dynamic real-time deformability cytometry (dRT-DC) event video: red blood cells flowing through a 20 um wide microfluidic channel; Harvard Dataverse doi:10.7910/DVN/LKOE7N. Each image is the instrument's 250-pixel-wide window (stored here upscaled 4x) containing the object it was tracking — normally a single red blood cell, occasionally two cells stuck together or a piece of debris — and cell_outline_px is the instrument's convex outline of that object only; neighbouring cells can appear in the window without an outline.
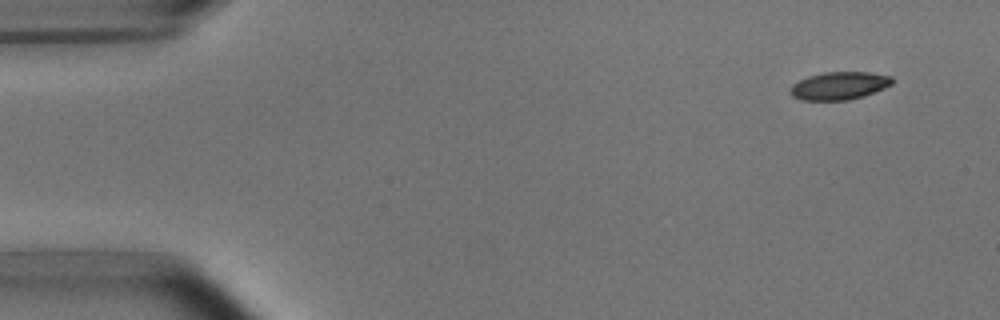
{"species": "common noctule bat (a hibernating species)", "species_latin": "Nyctalus noctula", "temperature_condition": "room temperature", "stored_images_in_passage": 5, "camera_frame_rate_fps": 3000, "um_per_image_px": 0.085, "animal": {"sex": "male", "body_mass_g": 15.6}, "frame": {"image": 1, "passage_image": 1, "time_ms": 0.0, "image_size_px": [1000, 320], "cell_outline_px": [[892, 84], [884, 88], [864, 96], [848, 100], [800, 100], [792, 96], [788, 92], [788, 88], [792, 84], [808, 76], [824, 72], [868, 72], [892, 76]], "centroid_in_image_um": [71.29, 7.29], "position_along_channel_um": 13.7, "area_um2": 16.65}}
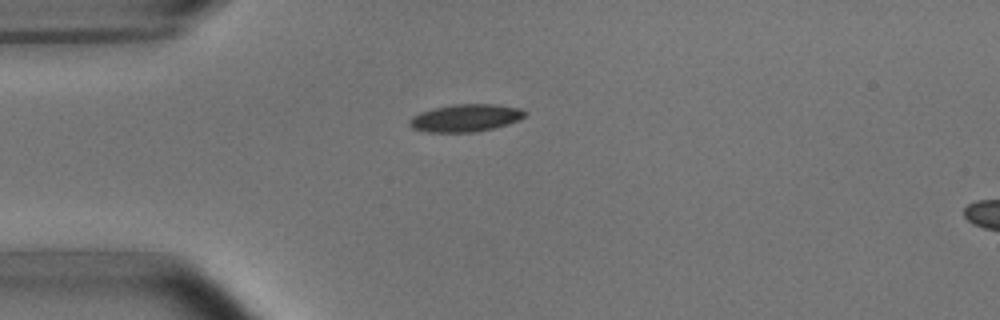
{"frame": {"image": 2, "passage_image": 4, "time_ms": 3.333, "image_size_px": [1000, 320], "cell_outline_px": [[528, 116], [520, 120], [508, 124], [476, 132], [428, 132], [412, 128], [408, 124], [408, 120], [412, 116], [420, 112], [432, 108], [452, 104], [496, 104], [520, 108], [528, 112]], "centroid_in_image_um": [39.59, 10.02], "position_along_channel_um": 45.4, "area_um2": 18.79}}